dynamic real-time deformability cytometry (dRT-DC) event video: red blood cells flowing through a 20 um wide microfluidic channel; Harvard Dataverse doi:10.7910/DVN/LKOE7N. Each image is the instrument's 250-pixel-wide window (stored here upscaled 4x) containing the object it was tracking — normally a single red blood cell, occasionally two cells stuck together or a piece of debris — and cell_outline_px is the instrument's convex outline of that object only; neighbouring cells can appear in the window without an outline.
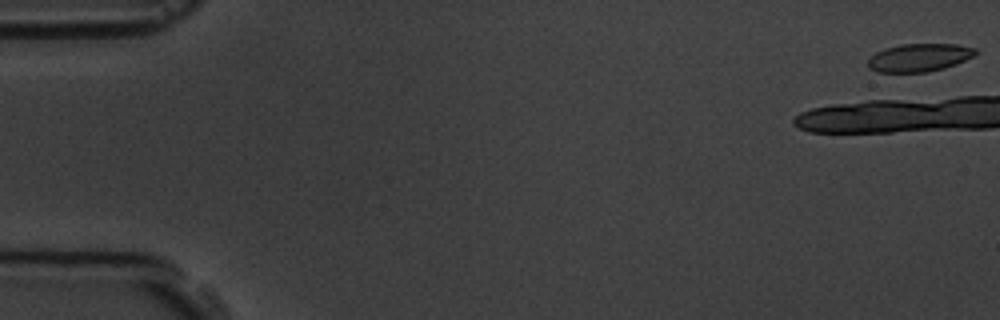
{"species": "common noctule bat (a hibernating species)", "species_latin": "Nyctalus noctula", "temperature_condition": "room temperature", "stored_images_in_passage": 5, "camera_frame_rate_fps": 3000, "um_per_image_px": 0.085, "animal": {"sex": "male", "body_mass_g": 19.5, "forearm_length_mm": 54.6}, "frame": {"image": 1, "passage_image": 1, "time_ms": 0.0, "image_size_px": [1000, 320], "cell_outline_px": [[980, 52], [956, 64], [944, 68], [928, 72], [876, 72], [868, 68], [868, 60], [876, 52], [884, 48], [900, 44], [956, 44], [976, 48]], "centroid_in_image_um": [78.13, 4.89], "position_along_channel_um": 6.9, "area_um2": 17.63}}